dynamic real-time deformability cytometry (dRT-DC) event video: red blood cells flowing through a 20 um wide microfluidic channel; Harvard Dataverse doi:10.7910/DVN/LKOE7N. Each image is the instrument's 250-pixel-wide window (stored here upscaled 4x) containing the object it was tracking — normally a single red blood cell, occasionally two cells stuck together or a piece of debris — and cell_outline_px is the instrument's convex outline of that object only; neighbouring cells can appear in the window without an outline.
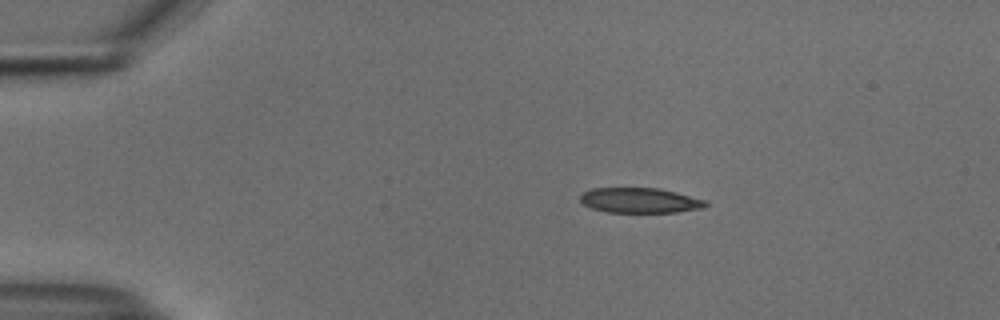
{"species": "common noctule bat (a hibernating species)", "species_latin": "Nyctalus noctula", "temperature_condition": "cold", "stored_images_in_passage": 45, "camera_frame_rate_fps": 3000, "um_per_image_px": 0.085, "animal": {"sex": "male", "body_mass_g": 18.8}, "frame": {"image": 1, "passage_image": 1, "time_ms": 0.0, "image_size_px": [1000, 320], "cell_outline_px": [[708, 204], [704, 208], [676, 212], [608, 212], [592, 208], [584, 204], [580, 200], [580, 196], [584, 192], [592, 188], [660, 188], [708, 200]], "centroid_in_image_um": [54.44, 17.03], "position_along_channel_um": 30.6, "area_um2": 18.38}}
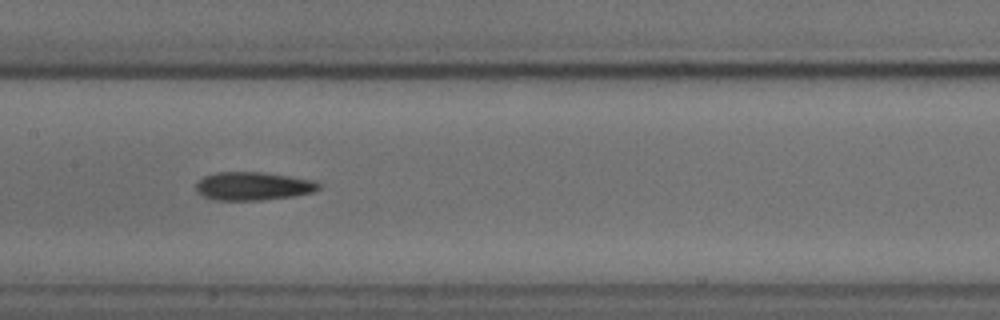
{"frame": {"image": 2, "passage_image": 18, "time_ms": 5.667, "image_size_px": [1000, 320], "cell_outline_px": [[320, 188], [312, 192], [292, 196], [260, 200], [216, 200], [204, 196], [196, 192], [196, 184], [204, 176], [216, 172], [264, 172], [312, 180], [320, 184]], "centroid_in_image_um": [21.48, 15.81], "position_along_channel_um": 185.9, "area_um2": 20.06}}
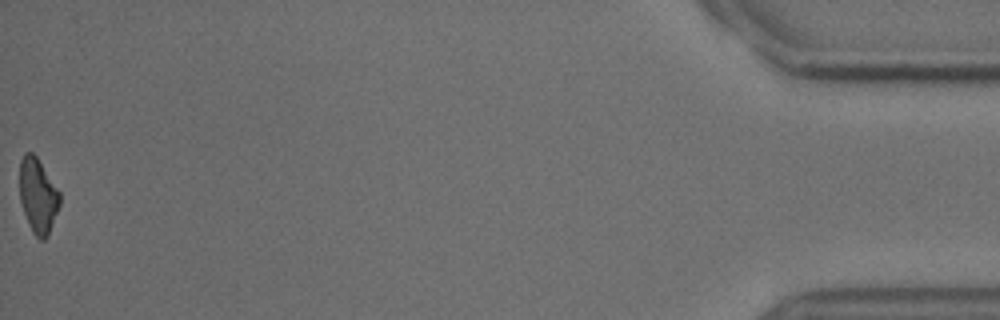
{"frame": {"image": 3, "passage_image": 45, "time_ms": 14.667, "image_size_px": [1000, 320], "cell_outline_px": [[60, 204], [48, 236], [44, 240], [40, 240], [32, 232], [28, 224], [20, 200], [20, 160], [24, 152], [32, 152], [36, 156], [60, 192]], "centroid_in_image_um": [3.22, 16.64], "position_along_channel_um": 432.0, "area_um2": 17.46}, "authors_computed_cell_mechanics": {"area_um2": 19.5364, "velocity_mm_per_s": 3.7529, "shape_relaxation_time_tau1_ms": 5.2806, "shape_relaxation_time_tau2_ms": 5.7037, "deformation_change_tau1": 0.1357, "deformation_change_tau2": 0.1428}}